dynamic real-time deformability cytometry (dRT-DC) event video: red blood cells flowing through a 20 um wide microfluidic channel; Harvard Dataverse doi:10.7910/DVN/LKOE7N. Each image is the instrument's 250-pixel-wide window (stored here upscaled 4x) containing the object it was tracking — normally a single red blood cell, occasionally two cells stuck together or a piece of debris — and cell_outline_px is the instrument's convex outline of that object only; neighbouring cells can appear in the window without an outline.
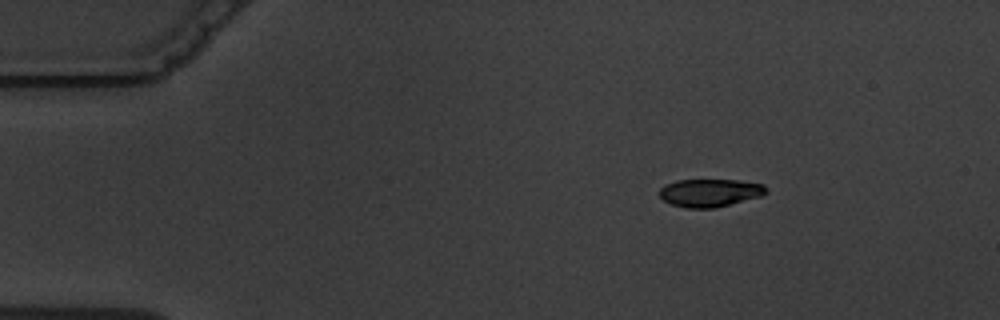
{"species": "common noctule bat (a hibernating species)", "species_latin": "Nyctalus noctula", "temperature_condition": "warm", "stored_images_in_passage": 3, "camera_frame_rate_fps": 3000, "um_per_image_px": 0.085, "animal": {"sex": "male", "body_mass_g": 19.5, "forearm_length_mm": 54.6}, "frame": {"image": 1, "passage_image": 1, "time_ms": 0.0, "image_size_px": [1000, 320], "cell_outline_px": [[768, 192], [760, 196], [716, 208], [688, 208], [672, 204], [664, 200], [660, 196], [660, 188], [664, 184], [676, 180], [736, 180], [764, 184], [768, 188]], "centroid_in_image_um": [60.35, 16.38], "position_along_channel_um": 24.6, "area_um2": 17.34}}